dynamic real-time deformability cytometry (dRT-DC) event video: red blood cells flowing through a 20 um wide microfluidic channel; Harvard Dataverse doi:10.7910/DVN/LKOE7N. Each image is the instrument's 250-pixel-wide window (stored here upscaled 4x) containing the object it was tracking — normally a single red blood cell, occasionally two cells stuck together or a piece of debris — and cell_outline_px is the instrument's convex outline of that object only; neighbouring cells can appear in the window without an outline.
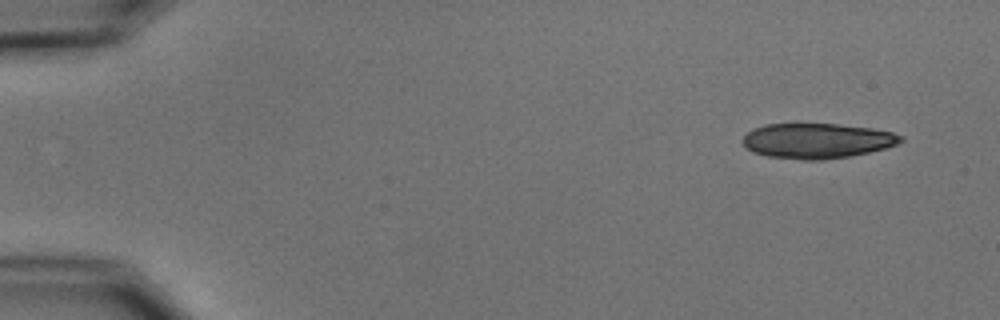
{"species": "common noctule bat (a hibernating species)", "species_latin": "Nyctalus noctula", "temperature_condition": "cold", "stored_images_in_passage": 6, "camera_frame_rate_fps": 3000, "um_per_image_px": 0.085, "animal": {"sex": "male", "body_mass_g": 15.6}, "frame": {"image": 1, "passage_image": 1, "time_ms": 0.0, "image_size_px": [1000, 320], "cell_outline_px": [[904, 140], [896, 144], [884, 148], [852, 156], [820, 160], [804, 160], [768, 156], [752, 152], [744, 148], [740, 140], [752, 128], [764, 124], [836, 124], [872, 128], [892, 132], [904, 136]], "centroid_in_image_um": [69.4, 11.97], "position_along_channel_um": 15.6, "area_um2": 32.54}}
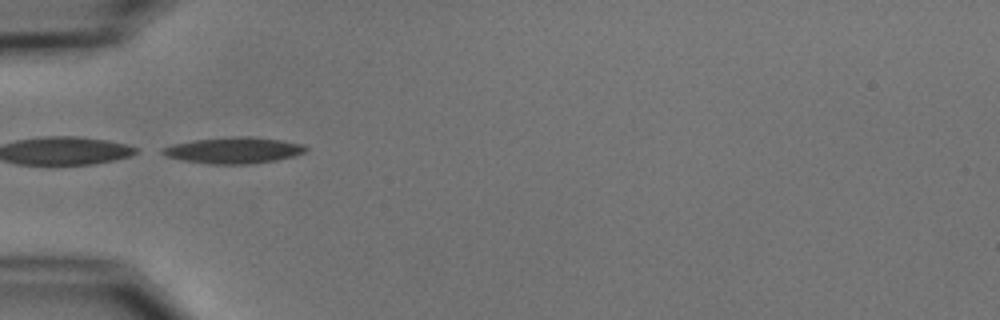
{"frame": {"image": 2, "passage_image": 5, "time_ms": 4.667, "image_size_px": [1000, 320], "cell_outline_px": [[308, 148], [304, 152], [292, 156], [276, 160], [252, 164], [208, 164], [184, 160], [164, 156], [160, 152], [160, 148], [172, 144], [192, 140], [240, 136], [252, 136], [280, 140], [304, 144]], "centroid_in_image_um": [19.82, 12.77], "position_along_channel_um": 65.2, "area_um2": 21.96}}